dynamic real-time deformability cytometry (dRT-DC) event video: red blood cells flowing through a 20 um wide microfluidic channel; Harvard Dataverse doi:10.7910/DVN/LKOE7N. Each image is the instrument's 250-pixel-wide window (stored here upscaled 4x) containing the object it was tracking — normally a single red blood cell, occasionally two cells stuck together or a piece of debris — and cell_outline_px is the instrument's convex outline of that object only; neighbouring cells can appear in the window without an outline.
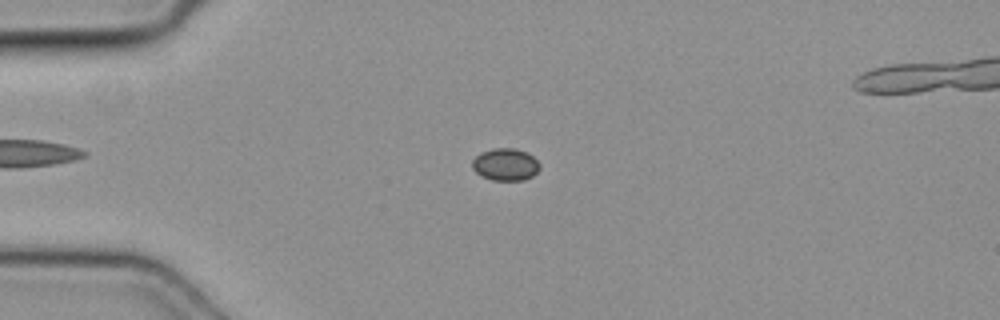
{"species": "common noctule bat (a hibernating species)", "species_latin": "Nyctalus noctula", "temperature_condition": "cold", "stored_images_in_passage": 51, "segment_of_instrument_passage": [1, 2], "camera_frame_rate_fps": 3000, "um_per_image_px": 0.085, "animal": {"sex": "female", "body_mass_g": 19.3, "forearm_length_mm": 54.1}, "frame": {"image": 1, "passage_image": 13, "time_ms": 4.0, "image_size_px": [1000, 320], "cell_outline_px": [[540, 168], [532, 176], [524, 180], [492, 180], [480, 176], [472, 168], [472, 160], [480, 152], [492, 148], [516, 148], [532, 156], [540, 164]], "centroid_in_image_um": [42.93, 13.98], "position_along_channel_um": 42.1, "area_um2": 12.72}}
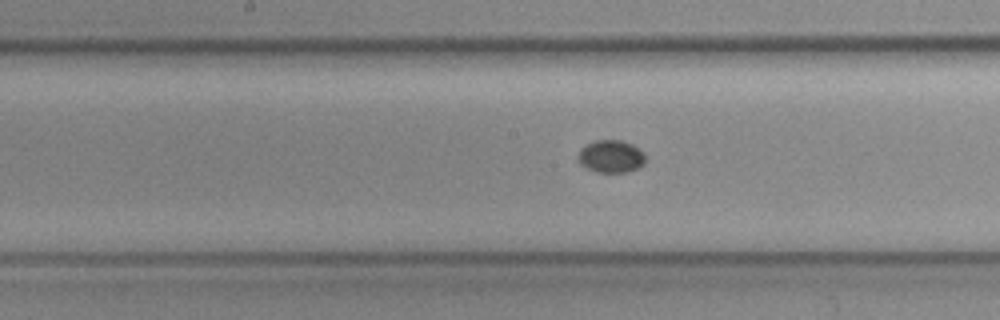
{"frame": {"image": 2, "passage_image": 26, "time_ms": 8.333, "image_size_px": [1000, 320], "cell_outline_px": [[644, 164], [628, 172], [596, 172], [580, 164], [580, 152], [588, 144], [596, 140], [620, 140], [632, 144], [644, 152]], "centroid_in_image_um": [51.98, 13.3], "position_along_channel_um": 196.2, "area_um2": 12.43}}
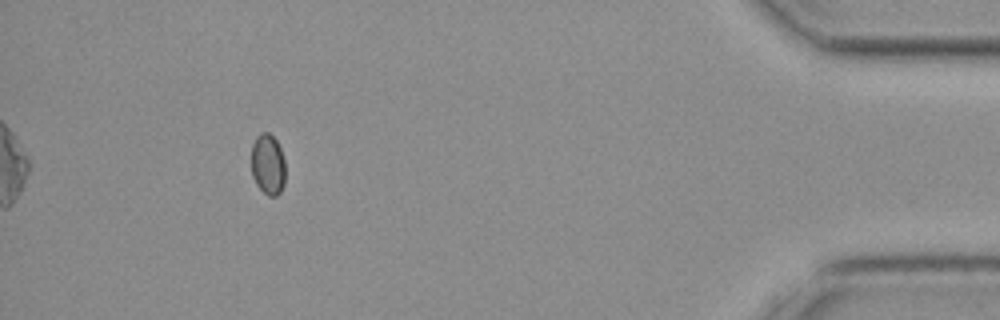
{"frame": {"image": 3, "passage_image": 46, "time_ms": 15.0, "image_size_px": [1000, 320], "cell_outline_px": [[284, 184], [280, 192], [276, 196], [268, 196], [256, 184], [252, 176], [252, 144], [256, 136], [260, 132], [268, 132], [276, 140], [280, 148], [284, 160]], "centroid_in_image_um": [22.76, 13.96], "position_along_channel_um": 412.4, "area_um2": 12.02}}